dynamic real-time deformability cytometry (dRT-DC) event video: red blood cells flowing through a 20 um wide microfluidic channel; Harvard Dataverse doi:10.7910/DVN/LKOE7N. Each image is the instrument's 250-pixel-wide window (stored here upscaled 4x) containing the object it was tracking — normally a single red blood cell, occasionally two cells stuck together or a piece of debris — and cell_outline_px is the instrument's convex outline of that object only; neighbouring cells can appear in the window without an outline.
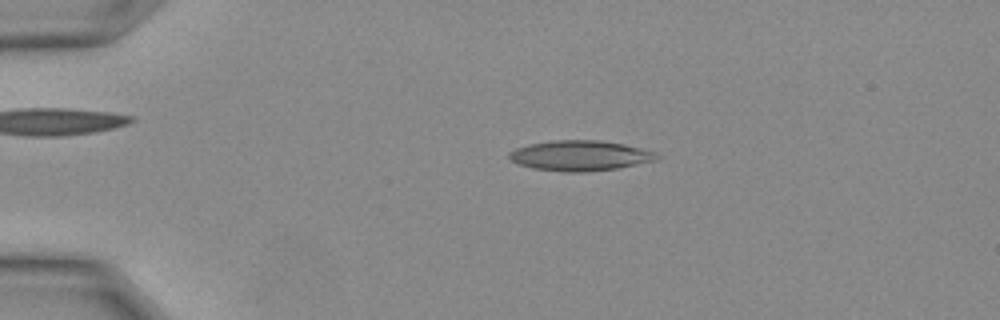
{"species": "Egyptian fruit bat (a non-hibernating species)", "species_latin": "Rousettus aegyptiacus", "temperature_condition": "warm", "stored_images_in_passage": 26, "camera_frame_rate_fps": 3000, "um_per_image_px": 0.085, "animal": {"sex": "female"}, "frame": {"image": 1, "passage_image": 5, "time_ms": 1.333, "image_size_px": [1000, 320], "cell_outline_px": [[664, 156], [656, 160], [620, 168], [584, 172], [564, 172], [532, 168], [520, 164], [512, 160], [508, 156], [508, 152], [516, 148], [528, 144], [556, 140], [596, 140], [624, 144], [656, 152]], "centroid_in_image_um": [49.34, 13.23], "position_along_channel_um": 35.7, "area_um2": 26.13}}
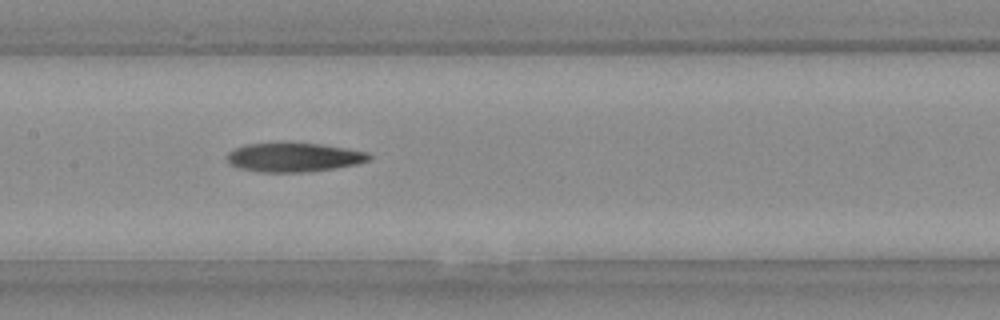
{"frame": {"image": 2, "passage_image": 13, "time_ms": 4.0, "image_size_px": [1000, 320], "cell_outline_px": [[372, 160], [356, 164], [332, 168], [304, 172], [256, 172], [240, 168], [228, 164], [224, 156], [228, 152], [236, 148], [248, 144], [320, 144], [368, 152], [372, 156]], "centroid_in_image_um": [24.95, 13.39], "position_along_channel_um": 182.5, "area_um2": 23.76}}
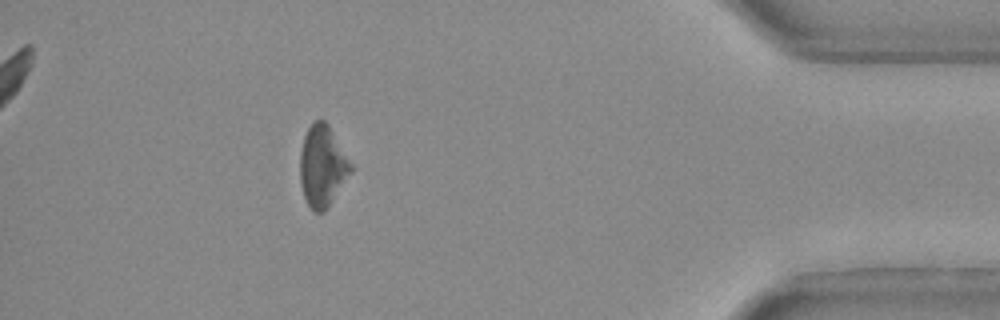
{"frame": {"image": 3, "passage_image": 24, "time_ms": 7.667, "image_size_px": [1000, 320], "cell_outline_px": [[352, 172], [328, 208], [324, 212], [312, 212], [304, 196], [300, 184], [300, 152], [304, 136], [308, 128], [316, 120], [324, 120], [328, 124], [352, 164]], "centroid_in_image_um": [27.41, 14.15], "position_along_channel_um": 407.8, "area_um2": 24.1}}